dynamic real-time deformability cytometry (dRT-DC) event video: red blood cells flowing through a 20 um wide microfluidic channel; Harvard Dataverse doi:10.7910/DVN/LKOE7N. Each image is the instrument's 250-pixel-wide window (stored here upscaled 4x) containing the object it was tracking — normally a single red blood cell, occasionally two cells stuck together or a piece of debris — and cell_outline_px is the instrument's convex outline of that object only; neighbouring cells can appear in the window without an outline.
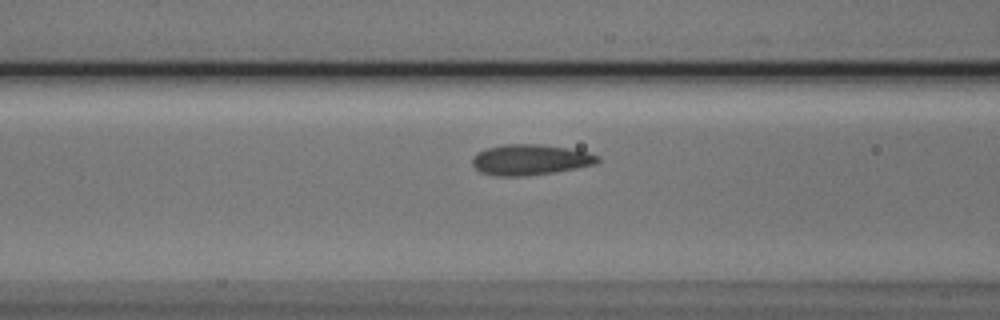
{"species": "Egyptian fruit bat (a non-hibernating species)", "species_latin": "Rousettus aegyptiacus", "temperature_condition": "cold", "stored_images_in_passage": 40, "camera_frame_rate_fps": 3000, "um_per_image_px": 0.085, "animal": {"sex": "male"}, "frame": {"image": 1, "passage_image": 14, "time_ms": 4.333, "image_size_px": [1000, 320], "cell_outline_px": [[600, 160], [596, 164], [556, 172], [524, 176], [496, 176], [480, 172], [472, 164], [472, 156], [476, 152], [488, 148], [504, 144], [540, 144], [568, 148], [588, 152], [600, 156]], "centroid_in_image_um": [45.07, 13.58], "position_along_channel_um": 121.5, "area_um2": 22.54}}
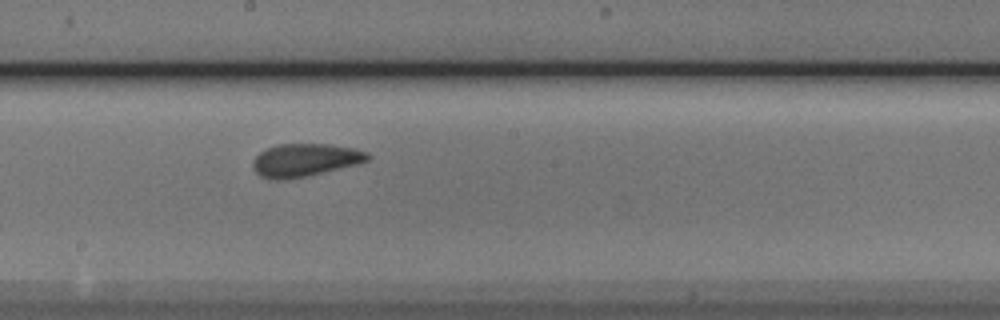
{"frame": {"image": 2, "passage_image": 22, "time_ms": 7.0, "image_size_px": [1000, 320], "cell_outline_px": [[372, 156], [368, 160], [356, 164], [304, 176], [276, 180], [260, 176], [252, 168], [252, 160], [260, 152], [276, 144], [328, 144], [356, 148], [368, 152]], "centroid_in_image_um": [25.92, 13.58], "position_along_channel_um": 222.3, "area_um2": 21.79}}
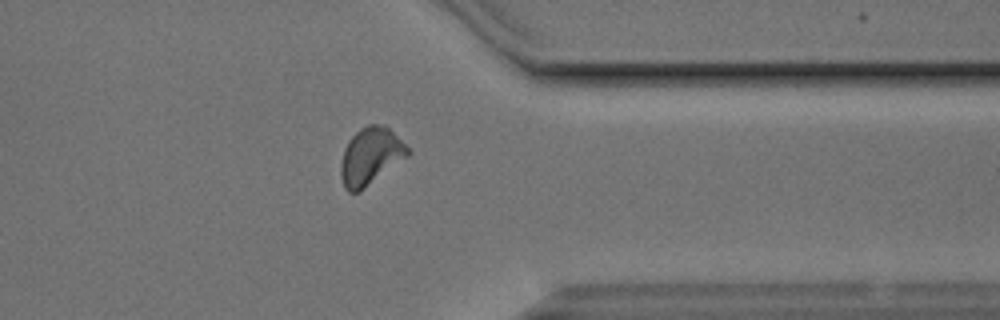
{"frame": {"image": 3, "passage_image": 35, "time_ms": 11.333, "image_size_px": [1000, 320], "cell_outline_px": [[412, 152], [408, 156], [360, 192], [348, 192], [344, 188], [340, 176], [340, 164], [344, 148], [348, 140], [360, 128], [368, 124], [376, 124], [388, 128]], "centroid_in_image_um": [31.46, 13.31], "position_along_channel_um": 379.9, "area_um2": 22.25}}